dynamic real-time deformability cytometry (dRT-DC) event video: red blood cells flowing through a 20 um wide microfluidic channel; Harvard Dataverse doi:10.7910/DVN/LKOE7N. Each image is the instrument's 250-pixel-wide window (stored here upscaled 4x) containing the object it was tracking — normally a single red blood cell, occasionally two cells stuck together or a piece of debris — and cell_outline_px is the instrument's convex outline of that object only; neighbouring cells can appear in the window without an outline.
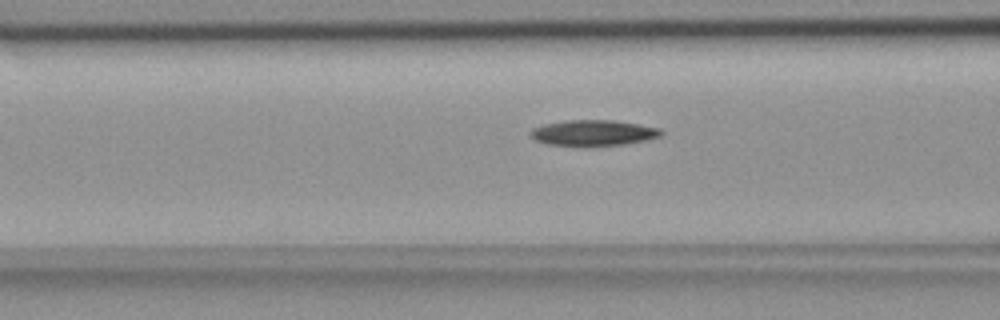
{"species": "common noctule bat (a hibernating species)", "species_latin": "Nyctalus noctula", "temperature_condition": "room temperature", "stored_images_in_passage": 56, "camera_frame_rate_fps": 3000, "um_per_image_px": 0.085, "animal": {"sex": "female", "body_mass_g": 18.4}, "frame": {"image": 1, "passage_image": 22, "time_ms": 7.0, "image_size_px": [1000, 320], "cell_outline_px": [[664, 132], [660, 136], [644, 140], [624, 144], [588, 148], [548, 144], [536, 140], [528, 132], [532, 128], [544, 124], [568, 120], [612, 120], [660, 128]], "centroid_in_image_um": [50.4, 11.32], "position_along_channel_um": 116.2, "area_um2": 19.94}}
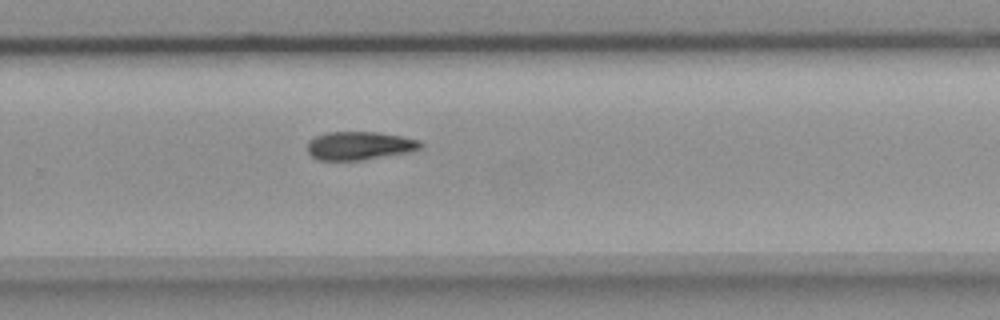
{"frame": {"image": 2, "passage_image": 37, "time_ms": 12.0, "image_size_px": [1000, 320], "cell_outline_px": [[424, 148], [408, 152], [364, 160], [316, 160], [308, 152], [308, 140], [316, 136], [328, 132], [380, 132], [420, 140], [424, 144]], "centroid_in_image_um": [30.58, 12.38], "position_along_channel_um": 299.2, "area_um2": 18.84}}
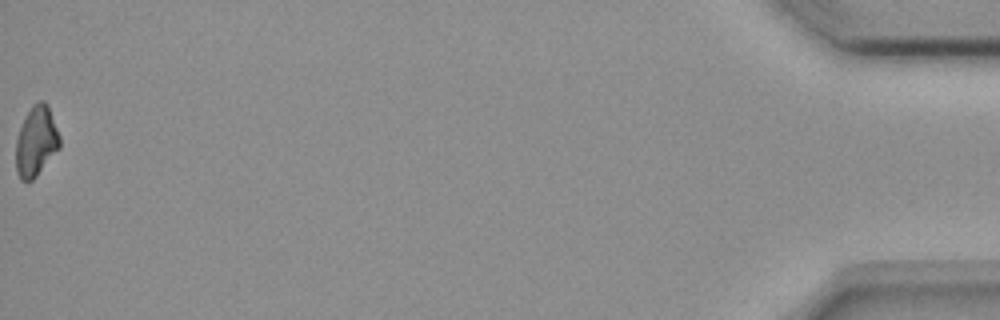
{"frame": {"image": 3, "passage_image": 56, "time_ms": 18.333, "image_size_px": [1000, 320], "cell_outline_px": [[60, 148], [36, 176], [32, 180], [20, 180], [16, 172], [16, 140], [20, 128], [32, 104], [40, 100], [44, 100], [48, 104], [60, 136]], "centroid_in_image_um": [3.08, 12.01], "position_along_channel_um": 432.1, "area_um2": 17.86}}